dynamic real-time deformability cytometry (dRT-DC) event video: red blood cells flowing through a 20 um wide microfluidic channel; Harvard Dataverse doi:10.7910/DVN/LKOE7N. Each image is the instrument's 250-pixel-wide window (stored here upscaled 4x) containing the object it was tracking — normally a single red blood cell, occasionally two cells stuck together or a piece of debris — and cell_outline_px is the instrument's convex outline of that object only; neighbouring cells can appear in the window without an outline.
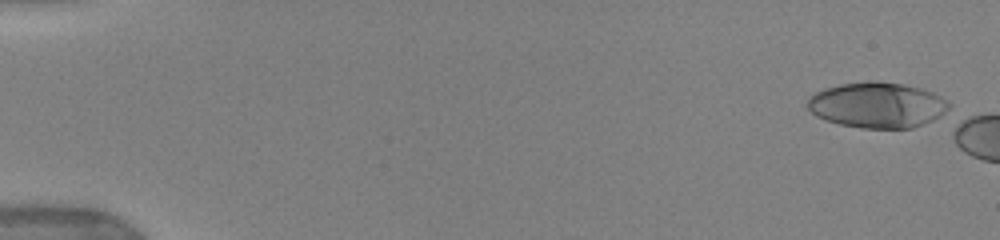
{"species": "human", "species_latin": "Homo sapiens", "temperature_condition": "warm", "stored_images_in_passage": 6, "camera_frame_rate_fps": 3000, "um_per_image_px": 0.085, "donor": {"sex": "female"}, "frame": {"image": 1, "passage_image": 1, "time_ms": 0.0, "image_size_px": [1000, 240], "cell_outline_px": [[952, 104], [948, 116], [912, 128], [860, 128], [840, 124], [816, 116], [808, 108], [808, 96], [824, 88], [840, 84], [872, 80], [904, 84], [924, 88], [940, 96]], "centroid_in_image_um": [74.66, 8.93], "position_along_channel_um": 10.3, "area_um2": 38.26}}